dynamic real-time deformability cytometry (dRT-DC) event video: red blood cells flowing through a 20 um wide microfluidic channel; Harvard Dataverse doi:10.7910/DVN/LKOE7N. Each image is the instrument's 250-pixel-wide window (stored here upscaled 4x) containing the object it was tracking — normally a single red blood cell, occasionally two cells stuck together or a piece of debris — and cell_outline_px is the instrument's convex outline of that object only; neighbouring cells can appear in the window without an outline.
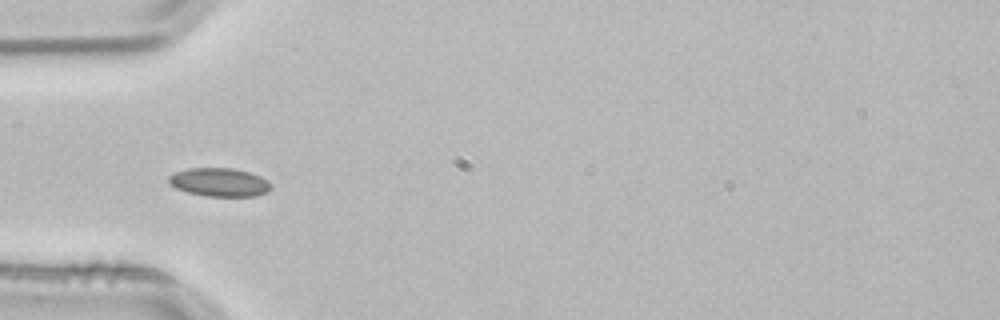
{"species": "common noctule bat (a hibernating species)", "species_latin": "Nyctalus noctula", "temperature_condition": "room temperature", "stored_images_in_passage": 3, "camera_frame_rate_fps": 3000, "um_per_image_px": 0.085, "animal": {"sex": "male", "body_mass_g": 21.5, "forearm_length_mm": 52.0}, "frame": {"image": 1, "passage_image": 3, "time_ms": 0.667, "image_size_px": [1000, 320], "cell_outline_px": [[272, 188], [268, 192], [256, 196], [204, 196], [188, 192], [176, 188], [168, 184], [168, 176], [176, 172], [188, 168], [232, 168], [248, 172], [260, 176], [268, 180], [272, 184]], "centroid_in_image_um": [18.66, 15.49], "position_along_channel_um": 66.3, "area_um2": 17.11}}